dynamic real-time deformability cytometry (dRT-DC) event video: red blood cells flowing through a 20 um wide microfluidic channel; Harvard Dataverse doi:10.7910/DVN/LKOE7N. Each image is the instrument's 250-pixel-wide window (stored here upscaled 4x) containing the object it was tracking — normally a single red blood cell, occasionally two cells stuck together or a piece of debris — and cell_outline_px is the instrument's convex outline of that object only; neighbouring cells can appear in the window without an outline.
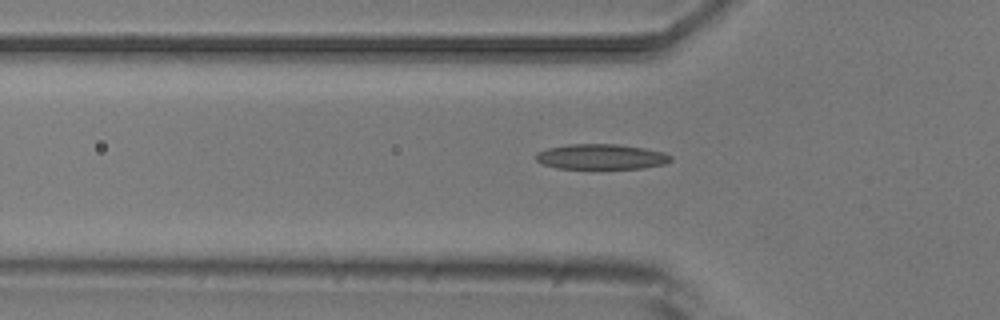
{"species": "common noctule bat (a hibernating species)", "species_latin": "Nyctalus noctula", "temperature_condition": "room temperature", "stored_images_in_passage": 5, "segment_of_instrument_passage": [2, 2], "camera_frame_rate_fps": 3000, "um_per_image_px": 0.085, "animal": {"sex": "male", "body_mass_g": 20.5, "forearm_length_mm": 52.5}, "frame": {"image": 1, "passage_image": 5, "time_ms": 5.0, "image_size_px": [1000, 320], "cell_outline_px": [[672, 160], [664, 164], [644, 168], [556, 168], [544, 164], [536, 160], [536, 152], [548, 148], [568, 144], [616, 144], [644, 148], [664, 152], [672, 156]], "centroid_in_image_um": [51.11, 13.31], "position_along_channel_um": 74.7, "area_um2": 19.77}}